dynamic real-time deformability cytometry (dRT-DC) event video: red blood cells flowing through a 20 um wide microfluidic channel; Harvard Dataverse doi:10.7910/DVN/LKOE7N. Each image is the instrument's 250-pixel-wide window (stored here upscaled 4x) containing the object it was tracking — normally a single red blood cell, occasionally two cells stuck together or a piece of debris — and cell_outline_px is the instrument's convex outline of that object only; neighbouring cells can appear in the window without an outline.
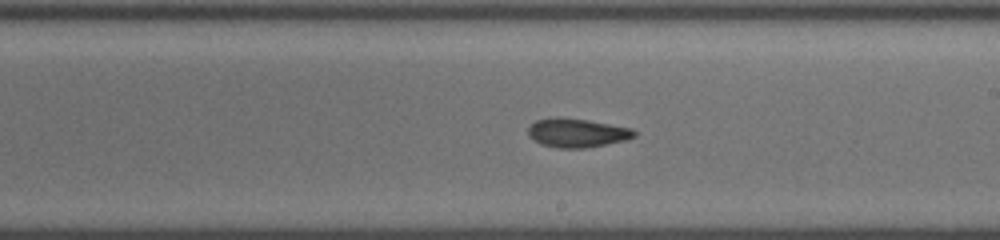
{"species": "common noctule bat (a hibernating species)", "species_latin": "Nyctalus noctula", "temperature_condition": "cold", "stored_images_in_passage": 29, "segment_of_instrument_passage": [2, 2], "camera_frame_rate_fps": 3000, "um_per_image_px": 0.085, "animal": {"sex": "female", "body_mass_g": 19.5, "forearm_length_mm": 54.1}, "frame": {"image": 1, "passage_image": 17, "time_ms": 5.333, "image_size_px": [1000, 240], "cell_outline_px": [[636, 136], [628, 140], [584, 148], [556, 148], [540, 144], [528, 136], [528, 128], [536, 120], [588, 120], [632, 128], [636, 132]], "centroid_in_image_um": [49.1, 11.34], "position_along_channel_um": 239.9, "area_um2": 17.28}}
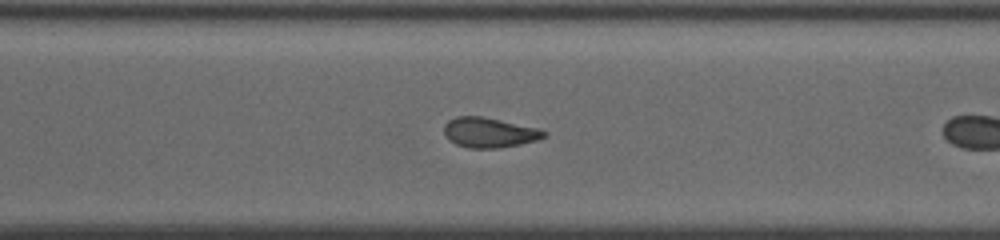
{"frame": {"image": 2, "passage_image": 24, "time_ms": 7.667, "image_size_px": [1000, 240], "cell_outline_px": [[548, 136], [540, 140], [500, 148], [468, 148], [456, 144], [448, 140], [444, 132], [444, 124], [448, 120], [456, 116], [480, 116], [540, 128], [548, 132]], "centroid_in_image_um": [41.62, 11.27], "position_along_channel_um": 329.0, "area_um2": 17.74}}
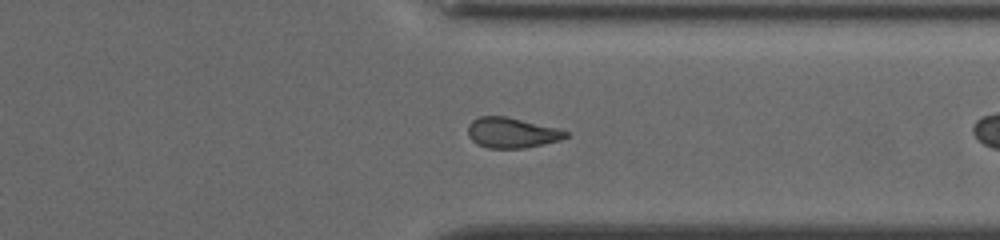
{"frame": {"image": 3, "passage_image": 27, "time_ms": 8.667, "image_size_px": [1000, 240], "cell_outline_px": [[568, 136], [560, 140], [544, 144], [524, 148], [488, 148], [476, 144], [468, 136], [468, 124], [472, 120], [480, 116], [504, 116], [556, 128], [568, 132]], "centroid_in_image_um": [43.46, 11.29], "position_along_channel_um": 367.9, "area_um2": 17.17}}